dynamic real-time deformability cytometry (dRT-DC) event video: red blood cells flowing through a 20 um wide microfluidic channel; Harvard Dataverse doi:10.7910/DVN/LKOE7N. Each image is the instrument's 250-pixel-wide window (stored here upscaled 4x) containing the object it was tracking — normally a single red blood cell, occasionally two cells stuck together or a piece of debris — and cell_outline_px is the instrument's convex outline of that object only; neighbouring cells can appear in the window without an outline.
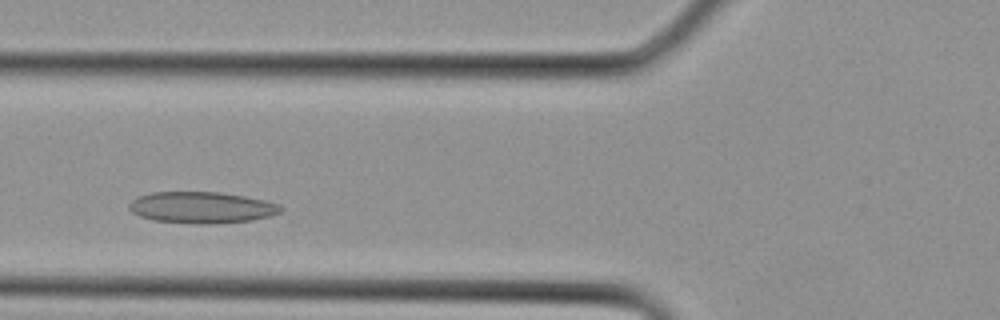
{"species": "Egyptian fruit bat (a non-hibernating species)", "species_latin": "Rousettus aegyptiacus", "temperature_condition": "cold", "stored_images_in_passage": 13, "camera_frame_rate_fps": 3000, "um_per_image_px": 0.085, "animal": {"sex": "female"}, "frame": {"image": 1, "passage_image": 6, "time_ms": 1.667, "image_size_px": [1000, 320], "cell_outline_px": [[284, 208], [280, 212], [268, 216], [252, 220], [212, 224], [200, 224], [156, 220], [140, 216], [132, 212], [128, 208], [128, 204], [136, 196], [152, 192], [220, 192], [244, 196], [264, 200], [280, 204]], "centroid_in_image_um": [17.13, 17.63], "position_along_channel_um": 108.7, "area_um2": 27.74}}
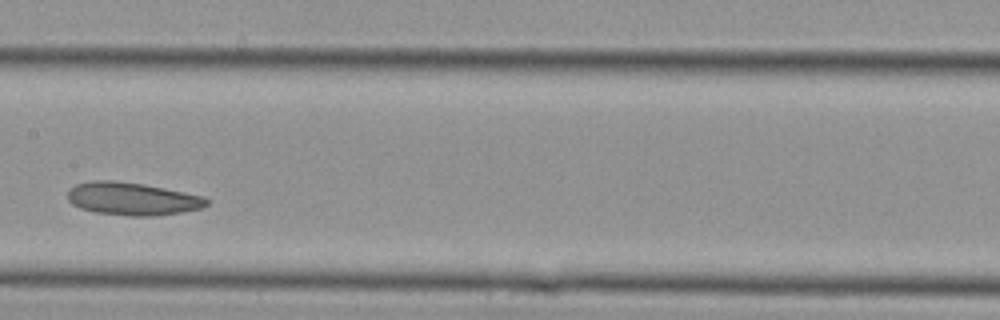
{"frame": {"image": 2, "passage_image": 10, "time_ms": 3.0, "image_size_px": [1000, 320], "cell_outline_px": [[208, 204], [204, 208], [180, 212], [148, 216], [128, 216], [96, 212], [80, 208], [72, 204], [68, 200], [68, 192], [76, 184], [92, 180], [112, 180], [144, 184], [204, 196], [208, 200]], "centroid_in_image_um": [11.25, 16.89], "position_along_channel_um": 196.2, "area_um2": 26.47}}
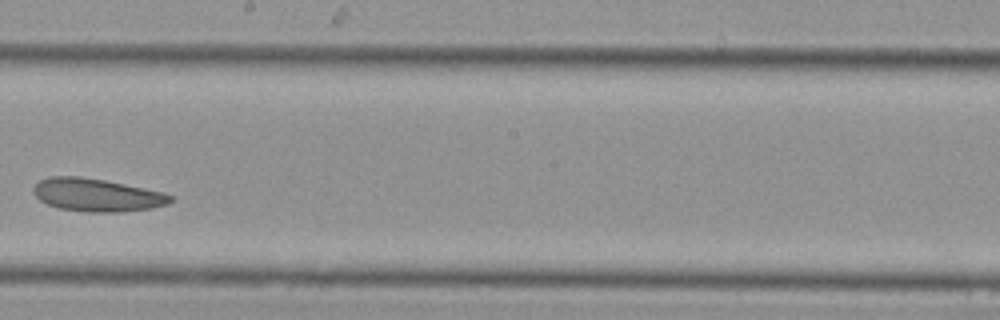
{"frame": {"image": 3, "passage_image": 12, "time_ms": 3.667, "image_size_px": [1000, 320], "cell_outline_px": [[172, 200], [168, 204], [152, 208], [120, 212], [88, 212], [56, 208], [40, 200], [32, 192], [32, 188], [40, 180], [48, 176], [80, 176], [104, 180], [164, 192], [172, 196]], "centroid_in_image_um": [8.21, 16.57], "position_along_channel_um": 240.0, "area_um2": 26.36}}